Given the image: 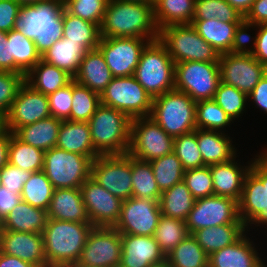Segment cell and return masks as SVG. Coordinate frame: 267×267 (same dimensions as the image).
I'll return each instance as SVG.
<instances>
[{
    "label": "cell",
    "instance_id": "cell-1",
    "mask_svg": "<svg viewBox=\"0 0 267 267\" xmlns=\"http://www.w3.org/2000/svg\"><path fill=\"white\" fill-rule=\"evenodd\" d=\"M101 37L159 39L154 19V5L122 0H108L100 25Z\"/></svg>",
    "mask_w": 267,
    "mask_h": 267
},
{
    "label": "cell",
    "instance_id": "cell-2",
    "mask_svg": "<svg viewBox=\"0 0 267 267\" xmlns=\"http://www.w3.org/2000/svg\"><path fill=\"white\" fill-rule=\"evenodd\" d=\"M64 0H42L21 5L14 30L34 41L42 55L63 37Z\"/></svg>",
    "mask_w": 267,
    "mask_h": 267
},
{
    "label": "cell",
    "instance_id": "cell-3",
    "mask_svg": "<svg viewBox=\"0 0 267 267\" xmlns=\"http://www.w3.org/2000/svg\"><path fill=\"white\" fill-rule=\"evenodd\" d=\"M94 226L91 223L48 219L42 233L48 267L78 262Z\"/></svg>",
    "mask_w": 267,
    "mask_h": 267
},
{
    "label": "cell",
    "instance_id": "cell-4",
    "mask_svg": "<svg viewBox=\"0 0 267 267\" xmlns=\"http://www.w3.org/2000/svg\"><path fill=\"white\" fill-rule=\"evenodd\" d=\"M88 124L92 144L100 155L128 153L131 119L124 112L101 104Z\"/></svg>",
    "mask_w": 267,
    "mask_h": 267
},
{
    "label": "cell",
    "instance_id": "cell-5",
    "mask_svg": "<svg viewBox=\"0 0 267 267\" xmlns=\"http://www.w3.org/2000/svg\"><path fill=\"white\" fill-rule=\"evenodd\" d=\"M254 157L238 201L239 217L247 232L253 225L267 230V147Z\"/></svg>",
    "mask_w": 267,
    "mask_h": 267
},
{
    "label": "cell",
    "instance_id": "cell-6",
    "mask_svg": "<svg viewBox=\"0 0 267 267\" xmlns=\"http://www.w3.org/2000/svg\"><path fill=\"white\" fill-rule=\"evenodd\" d=\"M175 62L159 40L149 42L141 53L134 76L146 92L155 98L174 90Z\"/></svg>",
    "mask_w": 267,
    "mask_h": 267
},
{
    "label": "cell",
    "instance_id": "cell-7",
    "mask_svg": "<svg viewBox=\"0 0 267 267\" xmlns=\"http://www.w3.org/2000/svg\"><path fill=\"white\" fill-rule=\"evenodd\" d=\"M168 135L174 137L195 131L196 101L176 89L153 98L149 116Z\"/></svg>",
    "mask_w": 267,
    "mask_h": 267
},
{
    "label": "cell",
    "instance_id": "cell-8",
    "mask_svg": "<svg viewBox=\"0 0 267 267\" xmlns=\"http://www.w3.org/2000/svg\"><path fill=\"white\" fill-rule=\"evenodd\" d=\"M159 40L175 63L219 61V52L208 44L191 24L164 27L159 30Z\"/></svg>",
    "mask_w": 267,
    "mask_h": 267
},
{
    "label": "cell",
    "instance_id": "cell-9",
    "mask_svg": "<svg viewBox=\"0 0 267 267\" xmlns=\"http://www.w3.org/2000/svg\"><path fill=\"white\" fill-rule=\"evenodd\" d=\"M91 166L88 156L57 147L44 153L43 172L54 189L80 188L91 176Z\"/></svg>",
    "mask_w": 267,
    "mask_h": 267
},
{
    "label": "cell",
    "instance_id": "cell-10",
    "mask_svg": "<svg viewBox=\"0 0 267 267\" xmlns=\"http://www.w3.org/2000/svg\"><path fill=\"white\" fill-rule=\"evenodd\" d=\"M101 104L124 112L130 119L149 117L153 98L135 76L114 77L100 94Z\"/></svg>",
    "mask_w": 267,
    "mask_h": 267
},
{
    "label": "cell",
    "instance_id": "cell-11",
    "mask_svg": "<svg viewBox=\"0 0 267 267\" xmlns=\"http://www.w3.org/2000/svg\"><path fill=\"white\" fill-rule=\"evenodd\" d=\"M220 81L218 62L175 63L174 88L188 94L196 102L212 100Z\"/></svg>",
    "mask_w": 267,
    "mask_h": 267
},
{
    "label": "cell",
    "instance_id": "cell-12",
    "mask_svg": "<svg viewBox=\"0 0 267 267\" xmlns=\"http://www.w3.org/2000/svg\"><path fill=\"white\" fill-rule=\"evenodd\" d=\"M173 147L174 138L150 117L131 119L130 156L150 162L173 152Z\"/></svg>",
    "mask_w": 267,
    "mask_h": 267
},
{
    "label": "cell",
    "instance_id": "cell-13",
    "mask_svg": "<svg viewBox=\"0 0 267 267\" xmlns=\"http://www.w3.org/2000/svg\"><path fill=\"white\" fill-rule=\"evenodd\" d=\"M131 156L99 155L92 161L91 177L121 200L132 197Z\"/></svg>",
    "mask_w": 267,
    "mask_h": 267
},
{
    "label": "cell",
    "instance_id": "cell-14",
    "mask_svg": "<svg viewBox=\"0 0 267 267\" xmlns=\"http://www.w3.org/2000/svg\"><path fill=\"white\" fill-rule=\"evenodd\" d=\"M150 41L144 38L101 37L98 49L113 77L132 76L140 56Z\"/></svg>",
    "mask_w": 267,
    "mask_h": 267
},
{
    "label": "cell",
    "instance_id": "cell-15",
    "mask_svg": "<svg viewBox=\"0 0 267 267\" xmlns=\"http://www.w3.org/2000/svg\"><path fill=\"white\" fill-rule=\"evenodd\" d=\"M234 222H242L239 217L238 201L216 195L197 199L185 221L190 234L201 228Z\"/></svg>",
    "mask_w": 267,
    "mask_h": 267
},
{
    "label": "cell",
    "instance_id": "cell-16",
    "mask_svg": "<svg viewBox=\"0 0 267 267\" xmlns=\"http://www.w3.org/2000/svg\"><path fill=\"white\" fill-rule=\"evenodd\" d=\"M160 216L159 200L130 197L123 200L119 220L113 228L121 234L153 236Z\"/></svg>",
    "mask_w": 267,
    "mask_h": 267
},
{
    "label": "cell",
    "instance_id": "cell-17",
    "mask_svg": "<svg viewBox=\"0 0 267 267\" xmlns=\"http://www.w3.org/2000/svg\"><path fill=\"white\" fill-rule=\"evenodd\" d=\"M122 252L121 233L113 227H94L78 262L92 267H119Z\"/></svg>",
    "mask_w": 267,
    "mask_h": 267
},
{
    "label": "cell",
    "instance_id": "cell-18",
    "mask_svg": "<svg viewBox=\"0 0 267 267\" xmlns=\"http://www.w3.org/2000/svg\"><path fill=\"white\" fill-rule=\"evenodd\" d=\"M221 82L250 94L265 75V66L252 54L223 53L219 57Z\"/></svg>",
    "mask_w": 267,
    "mask_h": 267
},
{
    "label": "cell",
    "instance_id": "cell-19",
    "mask_svg": "<svg viewBox=\"0 0 267 267\" xmlns=\"http://www.w3.org/2000/svg\"><path fill=\"white\" fill-rule=\"evenodd\" d=\"M80 191L94 227H113L117 223L123 200L111 194L91 176L82 184Z\"/></svg>",
    "mask_w": 267,
    "mask_h": 267
},
{
    "label": "cell",
    "instance_id": "cell-20",
    "mask_svg": "<svg viewBox=\"0 0 267 267\" xmlns=\"http://www.w3.org/2000/svg\"><path fill=\"white\" fill-rule=\"evenodd\" d=\"M51 116L48 97L24 83L6 117V128L14 133L18 128Z\"/></svg>",
    "mask_w": 267,
    "mask_h": 267
},
{
    "label": "cell",
    "instance_id": "cell-21",
    "mask_svg": "<svg viewBox=\"0 0 267 267\" xmlns=\"http://www.w3.org/2000/svg\"><path fill=\"white\" fill-rule=\"evenodd\" d=\"M0 252L15 256L36 267H48L42 233L1 230Z\"/></svg>",
    "mask_w": 267,
    "mask_h": 267
},
{
    "label": "cell",
    "instance_id": "cell-22",
    "mask_svg": "<svg viewBox=\"0 0 267 267\" xmlns=\"http://www.w3.org/2000/svg\"><path fill=\"white\" fill-rule=\"evenodd\" d=\"M122 252L119 267H151L166 261L153 236L121 234Z\"/></svg>",
    "mask_w": 267,
    "mask_h": 267
},
{
    "label": "cell",
    "instance_id": "cell-23",
    "mask_svg": "<svg viewBox=\"0 0 267 267\" xmlns=\"http://www.w3.org/2000/svg\"><path fill=\"white\" fill-rule=\"evenodd\" d=\"M246 231L236 242L209 255L208 267H264L258 246Z\"/></svg>",
    "mask_w": 267,
    "mask_h": 267
},
{
    "label": "cell",
    "instance_id": "cell-24",
    "mask_svg": "<svg viewBox=\"0 0 267 267\" xmlns=\"http://www.w3.org/2000/svg\"><path fill=\"white\" fill-rule=\"evenodd\" d=\"M236 158L237 156L226 163L210 165L209 168L213 181L214 195L239 201L245 177L250 171L255 158H250L251 160L246 162L248 164L246 166L240 164L241 162Z\"/></svg>",
    "mask_w": 267,
    "mask_h": 267
},
{
    "label": "cell",
    "instance_id": "cell-25",
    "mask_svg": "<svg viewBox=\"0 0 267 267\" xmlns=\"http://www.w3.org/2000/svg\"><path fill=\"white\" fill-rule=\"evenodd\" d=\"M48 219L90 223L80 188L54 189Z\"/></svg>",
    "mask_w": 267,
    "mask_h": 267
},
{
    "label": "cell",
    "instance_id": "cell-26",
    "mask_svg": "<svg viewBox=\"0 0 267 267\" xmlns=\"http://www.w3.org/2000/svg\"><path fill=\"white\" fill-rule=\"evenodd\" d=\"M230 134L197 129V143L205 166L226 163L238 156Z\"/></svg>",
    "mask_w": 267,
    "mask_h": 267
},
{
    "label": "cell",
    "instance_id": "cell-27",
    "mask_svg": "<svg viewBox=\"0 0 267 267\" xmlns=\"http://www.w3.org/2000/svg\"><path fill=\"white\" fill-rule=\"evenodd\" d=\"M113 78L104 56L96 48L85 53L73 80L82 86L88 87L91 91L101 94Z\"/></svg>",
    "mask_w": 267,
    "mask_h": 267
},
{
    "label": "cell",
    "instance_id": "cell-28",
    "mask_svg": "<svg viewBox=\"0 0 267 267\" xmlns=\"http://www.w3.org/2000/svg\"><path fill=\"white\" fill-rule=\"evenodd\" d=\"M56 147L88 156L92 161L100 155L92 144L88 122L62 121Z\"/></svg>",
    "mask_w": 267,
    "mask_h": 267
},
{
    "label": "cell",
    "instance_id": "cell-29",
    "mask_svg": "<svg viewBox=\"0 0 267 267\" xmlns=\"http://www.w3.org/2000/svg\"><path fill=\"white\" fill-rule=\"evenodd\" d=\"M48 220L47 211L33 207L25 201H20L2 221V229L43 233Z\"/></svg>",
    "mask_w": 267,
    "mask_h": 267
},
{
    "label": "cell",
    "instance_id": "cell-30",
    "mask_svg": "<svg viewBox=\"0 0 267 267\" xmlns=\"http://www.w3.org/2000/svg\"><path fill=\"white\" fill-rule=\"evenodd\" d=\"M62 120L53 116L18 128L13 134L22 142L42 151L56 147Z\"/></svg>",
    "mask_w": 267,
    "mask_h": 267
},
{
    "label": "cell",
    "instance_id": "cell-31",
    "mask_svg": "<svg viewBox=\"0 0 267 267\" xmlns=\"http://www.w3.org/2000/svg\"><path fill=\"white\" fill-rule=\"evenodd\" d=\"M73 80L66 71L40 60L26 75L25 83L46 96L65 87Z\"/></svg>",
    "mask_w": 267,
    "mask_h": 267
},
{
    "label": "cell",
    "instance_id": "cell-32",
    "mask_svg": "<svg viewBox=\"0 0 267 267\" xmlns=\"http://www.w3.org/2000/svg\"><path fill=\"white\" fill-rule=\"evenodd\" d=\"M246 232L243 222H234L225 225L205 227L195 231L196 238L202 249L210 255L236 242Z\"/></svg>",
    "mask_w": 267,
    "mask_h": 267
},
{
    "label": "cell",
    "instance_id": "cell-33",
    "mask_svg": "<svg viewBox=\"0 0 267 267\" xmlns=\"http://www.w3.org/2000/svg\"><path fill=\"white\" fill-rule=\"evenodd\" d=\"M87 51L81 43L69 41V39L62 37L41 55V59L74 77Z\"/></svg>",
    "mask_w": 267,
    "mask_h": 267
},
{
    "label": "cell",
    "instance_id": "cell-34",
    "mask_svg": "<svg viewBox=\"0 0 267 267\" xmlns=\"http://www.w3.org/2000/svg\"><path fill=\"white\" fill-rule=\"evenodd\" d=\"M239 23H227L218 19L192 20L196 32L219 54L229 53L234 33Z\"/></svg>",
    "mask_w": 267,
    "mask_h": 267
},
{
    "label": "cell",
    "instance_id": "cell-35",
    "mask_svg": "<svg viewBox=\"0 0 267 267\" xmlns=\"http://www.w3.org/2000/svg\"><path fill=\"white\" fill-rule=\"evenodd\" d=\"M196 199L182 180L161 193L159 205L161 214L186 221Z\"/></svg>",
    "mask_w": 267,
    "mask_h": 267
},
{
    "label": "cell",
    "instance_id": "cell-36",
    "mask_svg": "<svg viewBox=\"0 0 267 267\" xmlns=\"http://www.w3.org/2000/svg\"><path fill=\"white\" fill-rule=\"evenodd\" d=\"M195 0H158L154 4V19L158 29L170 25L191 24Z\"/></svg>",
    "mask_w": 267,
    "mask_h": 267
},
{
    "label": "cell",
    "instance_id": "cell-37",
    "mask_svg": "<svg viewBox=\"0 0 267 267\" xmlns=\"http://www.w3.org/2000/svg\"><path fill=\"white\" fill-rule=\"evenodd\" d=\"M7 40L10 58H14V73L26 75L41 60L34 41L14 29L7 32Z\"/></svg>",
    "mask_w": 267,
    "mask_h": 267
},
{
    "label": "cell",
    "instance_id": "cell-38",
    "mask_svg": "<svg viewBox=\"0 0 267 267\" xmlns=\"http://www.w3.org/2000/svg\"><path fill=\"white\" fill-rule=\"evenodd\" d=\"M63 37L81 43L87 50L96 49L100 41V27L92 22L63 11Z\"/></svg>",
    "mask_w": 267,
    "mask_h": 267
},
{
    "label": "cell",
    "instance_id": "cell-39",
    "mask_svg": "<svg viewBox=\"0 0 267 267\" xmlns=\"http://www.w3.org/2000/svg\"><path fill=\"white\" fill-rule=\"evenodd\" d=\"M208 258L209 255L192 234L166 255V261L171 267H208Z\"/></svg>",
    "mask_w": 267,
    "mask_h": 267
},
{
    "label": "cell",
    "instance_id": "cell-40",
    "mask_svg": "<svg viewBox=\"0 0 267 267\" xmlns=\"http://www.w3.org/2000/svg\"><path fill=\"white\" fill-rule=\"evenodd\" d=\"M132 197L159 200L161 192L155 181L150 162L131 156Z\"/></svg>",
    "mask_w": 267,
    "mask_h": 267
},
{
    "label": "cell",
    "instance_id": "cell-41",
    "mask_svg": "<svg viewBox=\"0 0 267 267\" xmlns=\"http://www.w3.org/2000/svg\"><path fill=\"white\" fill-rule=\"evenodd\" d=\"M44 153L45 151L22 142L12 133L8 163L31 173L43 171Z\"/></svg>",
    "mask_w": 267,
    "mask_h": 267
},
{
    "label": "cell",
    "instance_id": "cell-42",
    "mask_svg": "<svg viewBox=\"0 0 267 267\" xmlns=\"http://www.w3.org/2000/svg\"><path fill=\"white\" fill-rule=\"evenodd\" d=\"M54 187L43 171L31 173L29 180L24 183L21 200L33 207L48 210Z\"/></svg>",
    "mask_w": 267,
    "mask_h": 267
},
{
    "label": "cell",
    "instance_id": "cell-43",
    "mask_svg": "<svg viewBox=\"0 0 267 267\" xmlns=\"http://www.w3.org/2000/svg\"><path fill=\"white\" fill-rule=\"evenodd\" d=\"M150 164L161 193L183 180L185 169L174 152L154 159Z\"/></svg>",
    "mask_w": 267,
    "mask_h": 267
},
{
    "label": "cell",
    "instance_id": "cell-44",
    "mask_svg": "<svg viewBox=\"0 0 267 267\" xmlns=\"http://www.w3.org/2000/svg\"><path fill=\"white\" fill-rule=\"evenodd\" d=\"M189 234L185 221L161 214L153 237L160 249L167 255Z\"/></svg>",
    "mask_w": 267,
    "mask_h": 267
},
{
    "label": "cell",
    "instance_id": "cell-45",
    "mask_svg": "<svg viewBox=\"0 0 267 267\" xmlns=\"http://www.w3.org/2000/svg\"><path fill=\"white\" fill-rule=\"evenodd\" d=\"M234 123L214 100L196 102V128L202 130L228 132Z\"/></svg>",
    "mask_w": 267,
    "mask_h": 267
},
{
    "label": "cell",
    "instance_id": "cell-46",
    "mask_svg": "<svg viewBox=\"0 0 267 267\" xmlns=\"http://www.w3.org/2000/svg\"><path fill=\"white\" fill-rule=\"evenodd\" d=\"M72 108L69 121L88 122L101 105L100 94L72 80Z\"/></svg>",
    "mask_w": 267,
    "mask_h": 267
},
{
    "label": "cell",
    "instance_id": "cell-47",
    "mask_svg": "<svg viewBox=\"0 0 267 267\" xmlns=\"http://www.w3.org/2000/svg\"><path fill=\"white\" fill-rule=\"evenodd\" d=\"M218 19L227 23H240L244 17L225 0H195L192 20Z\"/></svg>",
    "mask_w": 267,
    "mask_h": 267
},
{
    "label": "cell",
    "instance_id": "cell-48",
    "mask_svg": "<svg viewBox=\"0 0 267 267\" xmlns=\"http://www.w3.org/2000/svg\"><path fill=\"white\" fill-rule=\"evenodd\" d=\"M234 122L235 119L242 118L248 107V95L239 91L236 87L220 81L213 99Z\"/></svg>",
    "mask_w": 267,
    "mask_h": 267
},
{
    "label": "cell",
    "instance_id": "cell-49",
    "mask_svg": "<svg viewBox=\"0 0 267 267\" xmlns=\"http://www.w3.org/2000/svg\"><path fill=\"white\" fill-rule=\"evenodd\" d=\"M173 152L182 162L185 170L205 166L197 143V129L190 133L174 137Z\"/></svg>",
    "mask_w": 267,
    "mask_h": 267
},
{
    "label": "cell",
    "instance_id": "cell-50",
    "mask_svg": "<svg viewBox=\"0 0 267 267\" xmlns=\"http://www.w3.org/2000/svg\"><path fill=\"white\" fill-rule=\"evenodd\" d=\"M107 3L108 0H64V9L73 16L100 27Z\"/></svg>",
    "mask_w": 267,
    "mask_h": 267
},
{
    "label": "cell",
    "instance_id": "cell-51",
    "mask_svg": "<svg viewBox=\"0 0 267 267\" xmlns=\"http://www.w3.org/2000/svg\"><path fill=\"white\" fill-rule=\"evenodd\" d=\"M183 181L196 200L214 195L209 166L185 170Z\"/></svg>",
    "mask_w": 267,
    "mask_h": 267
},
{
    "label": "cell",
    "instance_id": "cell-52",
    "mask_svg": "<svg viewBox=\"0 0 267 267\" xmlns=\"http://www.w3.org/2000/svg\"><path fill=\"white\" fill-rule=\"evenodd\" d=\"M25 83V75L0 71V112L7 114L19 88Z\"/></svg>",
    "mask_w": 267,
    "mask_h": 267
},
{
    "label": "cell",
    "instance_id": "cell-53",
    "mask_svg": "<svg viewBox=\"0 0 267 267\" xmlns=\"http://www.w3.org/2000/svg\"><path fill=\"white\" fill-rule=\"evenodd\" d=\"M51 116L62 121L70 118L72 108V81L47 96Z\"/></svg>",
    "mask_w": 267,
    "mask_h": 267
},
{
    "label": "cell",
    "instance_id": "cell-54",
    "mask_svg": "<svg viewBox=\"0 0 267 267\" xmlns=\"http://www.w3.org/2000/svg\"><path fill=\"white\" fill-rule=\"evenodd\" d=\"M251 28L252 30H256V24L249 23L244 19L238 24L234 33L233 43L229 53L252 54L254 52L256 47L257 32H255L254 36H251V34L249 33V30H251Z\"/></svg>",
    "mask_w": 267,
    "mask_h": 267
},
{
    "label": "cell",
    "instance_id": "cell-55",
    "mask_svg": "<svg viewBox=\"0 0 267 267\" xmlns=\"http://www.w3.org/2000/svg\"><path fill=\"white\" fill-rule=\"evenodd\" d=\"M0 174L3 187L8 191L21 194L23 185L29 180L31 172L8 163L0 170Z\"/></svg>",
    "mask_w": 267,
    "mask_h": 267
},
{
    "label": "cell",
    "instance_id": "cell-56",
    "mask_svg": "<svg viewBox=\"0 0 267 267\" xmlns=\"http://www.w3.org/2000/svg\"><path fill=\"white\" fill-rule=\"evenodd\" d=\"M21 5L14 0H0V30L9 32L14 29Z\"/></svg>",
    "mask_w": 267,
    "mask_h": 267
},
{
    "label": "cell",
    "instance_id": "cell-57",
    "mask_svg": "<svg viewBox=\"0 0 267 267\" xmlns=\"http://www.w3.org/2000/svg\"><path fill=\"white\" fill-rule=\"evenodd\" d=\"M252 101V102H251ZM251 102L255 107L267 114V76L264 75L256 84L253 91L248 94V103Z\"/></svg>",
    "mask_w": 267,
    "mask_h": 267
},
{
    "label": "cell",
    "instance_id": "cell-58",
    "mask_svg": "<svg viewBox=\"0 0 267 267\" xmlns=\"http://www.w3.org/2000/svg\"><path fill=\"white\" fill-rule=\"evenodd\" d=\"M256 47L252 55L262 64L267 63V24L256 25Z\"/></svg>",
    "mask_w": 267,
    "mask_h": 267
},
{
    "label": "cell",
    "instance_id": "cell-59",
    "mask_svg": "<svg viewBox=\"0 0 267 267\" xmlns=\"http://www.w3.org/2000/svg\"><path fill=\"white\" fill-rule=\"evenodd\" d=\"M21 201L20 194L8 191L5 187H0V221L12 211V209Z\"/></svg>",
    "mask_w": 267,
    "mask_h": 267
},
{
    "label": "cell",
    "instance_id": "cell-60",
    "mask_svg": "<svg viewBox=\"0 0 267 267\" xmlns=\"http://www.w3.org/2000/svg\"><path fill=\"white\" fill-rule=\"evenodd\" d=\"M244 20L256 25L267 24V0H255Z\"/></svg>",
    "mask_w": 267,
    "mask_h": 267
},
{
    "label": "cell",
    "instance_id": "cell-61",
    "mask_svg": "<svg viewBox=\"0 0 267 267\" xmlns=\"http://www.w3.org/2000/svg\"><path fill=\"white\" fill-rule=\"evenodd\" d=\"M0 71L14 72V58H10V42L7 32L0 30Z\"/></svg>",
    "mask_w": 267,
    "mask_h": 267
},
{
    "label": "cell",
    "instance_id": "cell-62",
    "mask_svg": "<svg viewBox=\"0 0 267 267\" xmlns=\"http://www.w3.org/2000/svg\"><path fill=\"white\" fill-rule=\"evenodd\" d=\"M11 135L12 132L8 128L0 133V170L8 164Z\"/></svg>",
    "mask_w": 267,
    "mask_h": 267
},
{
    "label": "cell",
    "instance_id": "cell-63",
    "mask_svg": "<svg viewBox=\"0 0 267 267\" xmlns=\"http://www.w3.org/2000/svg\"><path fill=\"white\" fill-rule=\"evenodd\" d=\"M0 267H36L18 257L0 252Z\"/></svg>",
    "mask_w": 267,
    "mask_h": 267
},
{
    "label": "cell",
    "instance_id": "cell-64",
    "mask_svg": "<svg viewBox=\"0 0 267 267\" xmlns=\"http://www.w3.org/2000/svg\"><path fill=\"white\" fill-rule=\"evenodd\" d=\"M230 6L234 7L243 17L246 16L255 0H225Z\"/></svg>",
    "mask_w": 267,
    "mask_h": 267
},
{
    "label": "cell",
    "instance_id": "cell-65",
    "mask_svg": "<svg viewBox=\"0 0 267 267\" xmlns=\"http://www.w3.org/2000/svg\"><path fill=\"white\" fill-rule=\"evenodd\" d=\"M6 129V117L5 114L0 112V133Z\"/></svg>",
    "mask_w": 267,
    "mask_h": 267
},
{
    "label": "cell",
    "instance_id": "cell-66",
    "mask_svg": "<svg viewBox=\"0 0 267 267\" xmlns=\"http://www.w3.org/2000/svg\"><path fill=\"white\" fill-rule=\"evenodd\" d=\"M17 3H19L20 5H26V4H34V3H38L42 0H14Z\"/></svg>",
    "mask_w": 267,
    "mask_h": 267
},
{
    "label": "cell",
    "instance_id": "cell-67",
    "mask_svg": "<svg viewBox=\"0 0 267 267\" xmlns=\"http://www.w3.org/2000/svg\"><path fill=\"white\" fill-rule=\"evenodd\" d=\"M64 267H92V266H87V265L80 264L79 262H75V263L68 264Z\"/></svg>",
    "mask_w": 267,
    "mask_h": 267
},
{
    "label": "cell",
    "instance_id": "cell-68",
    "mask_svg": "<svg viewBox=\"0 0 267 267\" xmlns=\"http://www.w3.org/2000/svg\"><path fill=\"white\" fill-rule=\"evenodd\" d=\"M151 267H171L167 261L160 263L158 265H152Z\"/></svg>",
    "mask_w": 267,
    "mask_h": 267
},
{
    "label": "cell",
    "instance_id": "cell-69",
    "mask_svg": "<svg viewBox=\"0 0 267 267\" xmlns=\"http://www.w3.org/2000/svg\"><path fill=\"white\" fill-rule=\"evenodd\" d=\"M128 2H136V3H149V0H122Z\"/></svg>",
    "mask_w": 267,
    "mask_h": 267
},
{
    "label": "cell",
    "instance_id": "cell-70",
    "mask_svg": "<svg viewBox=\"0 0 267 267\" xmlns=\"http://www.w3.org/2000/svg\"><path fill=\"white\" fill-rule=\"evenodd\" d=\"M158 0H149V3H151L152 5H154Z\"/></svg>",
    "mask_w": 267,
    "mask_h": 267
},
{
    "label": "cell",
    "instance_id": "cell-71",
    "mask_svg": "<svg viewBox=\"0 0 267 267\" xmlns=\"http://www.w3.org/2000/svg\"><path fill=\"white\" fill-rule=\"evenodd\" d=\"M264 66H265V75L267 76V63Z\"/></svg>",
    "mask_w": 267,
    "mask_h": 267
},
{
    "label": "cell",
    "instance_id": "cell-72",
    "mask_svg": "<svg viewBox=\"0 0 267 267\" xmlns=\"http://www.w3.org/2000/svg\"><path fill=\"white\" fill-rule=\"evenodd\" d=\"M1 230H2V222L0 221V233H1Z\"/></svg>",
    "mask_w": 267,
    "mask_h": 267
}]
</instances>
